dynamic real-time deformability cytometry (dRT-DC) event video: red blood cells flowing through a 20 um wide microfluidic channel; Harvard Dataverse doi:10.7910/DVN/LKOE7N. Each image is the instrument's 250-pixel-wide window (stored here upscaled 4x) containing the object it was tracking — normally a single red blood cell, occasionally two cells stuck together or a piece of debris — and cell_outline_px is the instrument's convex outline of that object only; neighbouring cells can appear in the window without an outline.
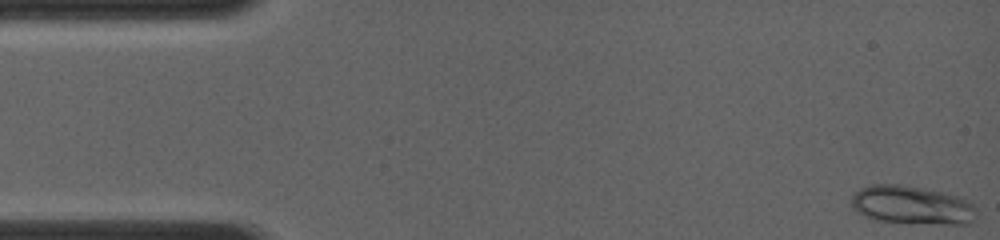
{"species": "common noctule bat (a hibernating species)", "species_latin": "Nyctalus noctula", "temperature_condition": "room temperature", "stored_images_in_passage": 10, "camera_frame_rate_fps": 4000, "um_per_image_px": 0.085, "animal": {"sex": "female", "body_mass_g": 19.0, "forearm_length_mm": 56.7}, "frame": {"image": 1, "passage_image": 1, "time_ms": 0.0, "image_size_px": [1000, 240], "cell_outline_px": [[976, 220], [968, 224], [944, 224], [880, 220], [864, 216], [852, 208], [848, 204], [852, 196], [860, 188], [872, 184], [900, 184], [924, 188], [944, 192], [960, 196], [972, 200]], "centroid_in_image_um": [77.53, 17.41], "position_along_channel_um": 7.5, "area_um2": 28.26}}